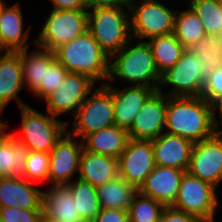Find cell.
<instances>
[{"mask_svg":"<svg viewBox=\"0 0 222 222\" xmlns=\"http://www.w3.org/2000/svg\"><path fill=\"white\" fill-rule=\"evenodd\" d=\"M119 176L118 159L83 148L78 178L98 187Z\"/></svg>","mask_w":222,"mask_h":222,"instance_id":"cell-23","label":"cell"},{"mask_svg":"<svg viewBox=\"0 0 222 222\" xmlns=\"http://www.w3.org/2000/svg\"><path fill=\"white\" fill-rule=\"evenodd\" d=\"M24 88L20 51L7 52L0 55V110L12 100H16L18 107L27 106L18 96Z\"/></svg>","mask_w":222,"mask_h":222,"instance_id":"cell-21","label":"cell"},{"mask_svg":"<svg viewBox=\"0 0 222 222\" xmlns=\"http://www.w3.org/2000/svg\"><path fill=\"white\" fill-rule=\"evenodd\" d=\"M37 47L38 50L31 53L28 48L20 51L24 88L26 86L31 94L40 87V82H43L44 64L54 55L51 50Z\"/></svg>","mask_w":222,"mask_h":222,"instance_id":"cell-27","label":"cell"},{"mask_svg":"<svg viewBox=\"0 0 222 222\" xmlns=\"http://www.w3.org/2000/svg\"><path fill=\"white\" fill-rule=\"evenodd\" d=\"M90 222H129L128 211L113 208H101L98 215Z\"/></svg>","mask_w":222,"mask_h":222,"instance_id":"cell-39","label":"cell"},{"mask_svg":"<svg viewBox=\"0 0 222 222\" xmlns=\"http://www.w3.org/2000/svg\"><path fill=\"white\" fill-rule=\"evenodd\" d=\"M200 17L206 35L222 34V6L218 0H187Z\"/></svg>","mask_w":222,"mask_h":222,"instance_id":"cell-32","label":"cell"},{"mask_svg":"<svg viewBox=\"0 0 222 222\" xmlns=\"http://www.w3.org/2000/svg\"><path fill=\"white\" fill-rule=\"evenodd\" d=\"M88 95L91 96H87L73 116L72 131L67 127V132L81 141L89 134L115 125L112 90L106 84H101Z\"/></svg>","mask_w":222,"mask_h":222,"instance_id":"cell-6","label":"cell"},{"mask_svg":"<svg viewBox=\"0 0 222 222\" xmlns=\"http://www.w3.org/2000/svg\"><path fill=\"white\" fill-rule=\"evenodd\" d=\"M164 205L137 191L128 208L129 222H159Z\"/></svg>","mask_w":222,"mask_h":222,"instance_id":"cell-33","label":"cell"},{"mask_svg":"<svg viewBox=\"0 0 222 222\" xmlns=\"http://www.w3.org/2000/svg\"><path fill=\"white\" fill-rule=\"evenodd\" d=\"M132 41L110 57L107 81L118 78L130 83V86H147L157 91L161 75L156 68L151 47L147 41H138L135 45Z\"/></svg>","mask_w":222,"mask_h":222,"instance_id":"cell-2","label":"cell"},{"mask_svg":"<svg viewBox=\"0 0 222 222\" xmlns=\"http://www.w3.org/2000/svg\"><path fill=\"white\" fill-rule=\"evenodd\" d=\"M201 181L217 186L222 182V130L193 145L187 170Z\"/></svg>","mask_w":222,"mask_h":222,"instance_id":"cell-11","label":"cell"},{"mask_svg":"<svg viewBox=\"0 0 222 222\" xmlns=\"http://www.w3.org/2000/svg\"><path fill=\"white\" fill-rule=\"evenodd\" d=\"M87 30L100 49L111 57L132 39L129 8L88 9Z\"/></svg>","mask_w":222,"mask_h":222,"instance_id":"cell-4","label":"cell"},{"mask_svg":"<svg viewBox=\"0 0 222 222\" xmlns=\"http://www.w3.org/2000/svg\"><path fill=\"white\" fill-rule=\"evenodd\" d=\"M3 111L0 110V115ZM10 127L9 124L5 123V121L0 120V137L2 136V134L6 131V129Z\"/></svg>","mask_w":222,"mask_h":222,"instance_id":"cell-43","label":"cell"},{"mask_svg":"<svg viewBox=\"0 0 222 222\" xmlns=\"http://www.w3.org/2000/svg\"><path fill=\"white\" fill-rule=\"evenodd\" d=\"M203 69L198 58L190 49H185L181 59L161 75V87H172L165 94L167 97L201 96L204 85Z\"/></svg>","mask_w":222,"mask_h":222,"instance_id":"cell-10","label":"cell"},{"mask_svg":"<svg viewBox=\"0 0 222 222\" xmlns=\"http://www.w3.org/2000/svg\"><path fill=\"white\" fill-rule=\"evenodd\" d=\"M129 139L127 130L113 125L87 135L82 144L87 151L118 159Z\"/></svg>","mask_w":222,"mask_h":222,"instance_id":"cell-24","label":"cell"},{"mask_svg":"<svg viewBox=\"0 0 222 222\" xmlns=\"http://www.w3.org/2000/svg\"><path fill=\"white\" fill-rule=\"evenodd\" d=\"M24 167L25 179L37 184H48L49 153L28 151Z\"/></svg>","mask_w":222,"mask_h":222,"instance_id":"cell-35","label":"cell"},{"mask_svg":"<svg viewBox=\"0 0 222 222\" xmlns=\"http://www.w3.org/2000/svg\"><path fill=\"white\" fill-rule=\"evenodd\" d=\"M4 2H5V1L0 0V11H1L2 7L4 6Z\"/></svg>","mask_w":222,"mask_h":222,"instance_id":"cell-46","label":"cell"},{"mask_svg":"<svg viewBox=\"0 0 222 222\" xmlns=\"http://www.w3.org/2000/svg\"><path fill=\"white\" fill-rule=\"evenodd\" d=\"M21 125L16 133L11 132L28 147L29 151L50 153L56 142L67 131L69 121L41 113L30 105L20 107Z\"/></svg>","mask_w":222,"mask_h":222,"instance_id":"cell-5","label":"cell"},{"mask_svg":"<svg viewBox=\"0 0 222 222\" xmlns=\"http://www.w3.org/2000/svg\"><path fill=\"white\" fill-rule=\"evenodd\" d=\"M167 96L162 89L155 91L135 115L127 130L130 139L153 140L165 132Z\"/></svg>","mask_w":222,"mask_h":222,"instance_id":"cell-15","label":"cell"},{"mask_svg":"<svg viewBox=\"0 0 222 222\" xmlns=\"http://www.w3.org/2000/svg\"><path fill=\"white\" fill-rule=\"evenodd\" d=\"M218 131L213 104L201 96L167 97L165 132L193 143L212 137Z\"/></svg>","mask_w":222,"mask_h":222,"instance_id":"cell-1","label":"cell"},{"mask_svg":"<svg viewBox=\"0 0 222 222\" xmlns=\"http://www.w3.org/2000/svg\"><path fill=\"white\" fill-rule=\"evenodd\" d=\"M155 166L151 140L129 139L118 158L119 176L137 190Z\"/></svg>","mask_w":222,"mask_h":222,"instance_id":"cell-14","label":"cell"},{"mask_svg":"<svg viewBox=\"0 0 222 222\" xmlns=\"http://www.w3.org/2000/svg\"><path fill=\"white\" fill-rule=\"evenodd\" d=\"M43 191L21 177H0V208L42 209Z\"/></svg>","mask_w":222,"mask_h":222,"instance_id":"cell-19","label":"cell"},{"mask_svg":"<svg viewBox=\"0 0 222 222\" xmlns=\"http://www.w3.org/2000/svg\"><path fill=\"white\" fill-rule=\"evenodd\" d=\"M67 73V69L53 55L44 64L43 82H40V87L33 93V96H37L36 98H40V100L45 99L62 84Z\"/></svg>","mask_w":222,"mask_h":222,"instance_id":"cell-34","label":"cell"},{"mask_svg":"<svg viewBox=\"0 0 222 222\" xmlns=\"http://www.w3.org/2000/svg\"><path fill=\"white\" fill-rule=\"evenodd\" d=\"M138 190L126 180L117 176L97 187L101 208H113L128 211L134 194Z\"/></svg>","mask_w":222,"mask_h":222,"instance_id":"cell-26","label":"cell"},{"mask_svg":"<svg viewBox=\"0 0 222 222\" xmlns=\"http://www.w3.org/2000/svg\"><path fill=\"white\" fill-rule=\"evenodd\" d=\"M34 45L53 51L87 31L88 10L52 9Z\"/></svg>","mask_w":222,"mask_h":222,"instance_id":"cell-8","label":"cell"},{"mask_svg":"<svg viewBox=\"0 0 222 222\" xmlns=\"http://www.w3.org/2000/svg\"><path fill=\"white\" fill-rule=\"evenodd\" d=\"M129 12L133 40L138 38L146 41L173 33L176 11L163 5L159 0H132Z\"/></svg>","mask_w":222,"mask_h":222,"instance_id":"cell-7","label":"cell"},{"mask_svg":"<svg viewBox=\"0 0 222 222\" xmlns=\"http://www.w3.org/2000/svg\"><path fill=\"white\" fill-rule=\"evenodd\" d=\"M3 222H43L42 209H18L17 207L0 208Z\"/></svg>","mask_w":222,"mask_h":222,"instance_id":"cell-36","label":"cell"},{"mask_svg":"<svg viewBox=\"0 0 222 222\" xmlns=\"http://www.w3.org/2000/svg\"><path fill=\"white\" fill-rule=\"evenodd\" d=\"M184 170L155 166L138 191L164 206H172L177 198Z\"/></svg>","mask_w":222,"mask_h":222,"instance_id":"cell-17","label":"cell"},{"mask_svg":"<svg viewBox=\"0 0 222 222\" xmlns=\"http://www.w3.org/2000/svg\"><path fill=\"white\" fill-rule=\"evenodd\" d=\"M147 42L151 47L160 75L171 69L181 59L186 49L173 33L151 38Z\"/></svg>","mask_w":222,"mask_h":222,"instance_id":"cell-28","label":"cell"},{"mask_svg":"<svg viewBox=\"0 0 222 222\" xmlns=\"http://www.w3.org/2000/svg\"><path fill=\"white\" fill-rule=\"evenodd\" d=\"M53 52L55 59L68 72L86 75L95 83L97 80H103L102 84L107 83L110 57L100 49L88 30L72 41L58 46Z\"/></svg>","mask_w":222,"mask_h":222,"instance_id":"cell-3","label":"cell"},{"mask_svg":"<svg viewBox=\"0 0 222 222\" xmlns=\"http://www.w3.org/2000/svg\"><path fill=\"white\" fill-rule=\"evenodd\" d=\"M95 84L86 75L68 72L62 84L44 99L47 112L58 118L69 112L74 116Z\"/></svg>","mask_w":222,"mask_h":222,"instance_id":"cell-12","label":"cell"},{"mask_svg":"<svg viewBox=\"0 0 222 222\" xmlns=\"http://www.w3.org/2000/svg\"><path fill=\"white\" fill-rule=\"evenodd\" d=\"M55 10H88L87 0H50Z\"/></svg>","mask_w":222,"mask_h":222,"instance_id":"cell-40","label":"cell"},{"mask_svg":"<svg viewBox=\"0 0 222 222\" xmlns=\"http://www.w3.org/2000/svg\"><path fill=\"white\" fill-rule=\"evenodd\" d=\"M20 7L19 2L11 7L5 3L0 11V42L7 52H18L30 48L28 40L31 27L24 31V18Z\"/></svg>","mask_w":222,"mask_h":222,"instance_id":"cell-20","label":"cell"},{"mask_svg":"<svg viewBox=\"0 0 222 222\" xmlns=\"http://www.w3.org/2000/svg\"><path fill=\"white\" fill-rule=\"evenodd\" d=\"M218 3L222 6V0H218Z\"/></svg>","mask_w":222,"mask_h":222,"instance_id":"cell-47","label":"cell"},{"mask_svg":"<svg viewBox=\"0 0 222 222\" xmlns=\"http://www.w3.org/2000/svg\"><path fill=\"white\" fill-rule=\"evenodd\" d=\"M7 53V51L4 49L3 45L0 42V55Z\"/></svg>","mask_w":222,"mask_h":222,"instance_id":"cell-45","label":"cell"},{"mask_svg":"<svg viewBox=\"0 0 222 222\" xmlns=\"http://www.w3.org/2000/svg\"><path fill=\"white\" fill-rule=\"evenodd\" d=\"M173 34L186 49L206 36L200 17L190 6L187 10H176Z\"/></svg>","mask_w":222,"mask_h":222,"instance_id":"cell-29","label":"cell"},{"mask_svg":"<svg viewBox=\"0 0 222 222\" xmlns=\"http://www.w3.org/2000/svg\"><path fill=\"white\" fill-rule=\"evenodd\" d=\"M73 180L67 186L72 192L76 211L85 222H90L101 210L97 188L79 178Z\"/></svg>","mask_w":222,"mask_h":222,"instance_id":"cell-30","label":"cell"},{"mask_svg":"<svg viewBox=\"0 0 222 222\" xmlns=\"http://www.w3.org/2000/svg\"><path fill=\"white\" fill-rule=\"evenodd\" d=\"M75 139H77L75 136L66 131L49 153L50 185H67L75 174L78 178L76 172H79L83 144L81 140Z\"/></svg>","mask_w":222,"mask_h":222,"instance_id":"cell-13","label":"cell"},{"mask_svg":"<svg viewBox=\"0 0 222 222\" xmlns=\"http://www.w3.org/2000/svg\"><path fill=\"white\" fill-rule=\"evenodd\" d=\"M159 222H203L196 216L187 214L172 206H165Z\"/></svg>","mask_w":222,"mask_h":222,"instance_id":"cell-38","label":"cell"},{"mask_svg":"<svg viewBox=\"0 0 222 222\" xmlns=\"http://www.w3.org/2000/svg\"><path fill=\"white\" fill-rule=\"evenodd\" d=\"M189 49L197 56L204 79L222 67V35H206Z\"/></svg>","mask_w":222,"mask_h":222,"instance_id":"cell-31","label":"cell"},{"mask_svg":"<svg viewBox=\"0 0 222 222\" xmlns=\"http://www.w3.org/2000/svg\"><path fill=\"white\" fill-rule=\"evenodd\" d=\"M43 222H66V221L56 220V219H43Z\"/></svg>","mask_w":222,"mask_h":222,"instance_id":"cell-44","label":"cell"},{"mask_svg":"<svg viewBox=\"0 0 222 222\" xmlns=\"http://www.w3.org/2000/svg\"><path fill=\"white\" fill-rule=\"evenodd\" d=\"M219 112V120H217V112ZM213 117H214V121L216 124V127L218 130H222L221 127H219V121H221V125H222V96L220 98H218L214 103H213Z\"/></svg>","mask_w":222,"mask_h":222,"instance_id":"cell-42","label":"cell"},{"mask_svg":"<svg viewBox=\"0 0 222 222\" xmlns=\"http://www.w3.org/2000/svg\"><path fill=\"white\" fill-rule=\"evenodd\" d=\"M114 96V123L115 126L128 130L132 125L135 115L142 108L146 100L156 91L147 86H126L119 89L105 83Z\"/></svg>","mask_w":222,"mask_h":222,"instance_id":"cell-16","label":"cell"},{"mask_svg":"<svg viewBox=\"0 0 222 222\" xmlns=\"http://www.w3.org/2000/svg\"><path fill=\"white\" fill-rule=\"evenodd\" d=\"M155 164L187 171L194 143L186 138L164 132L151 140Z\"/></svg>","mask_w":222,"mask_h":222,"instance_id":"cell-18","label":"cell"},{"mask_svg":"<svg viewBox=\"0 0 222 222\" xmlns=\"http://www.w3.org/2000/svg\"><path fill=\"white\" fill-rule=\"evenodd\" d=\"M28 147L11 133L0 137V177L25 178V161Z\"/></svg>","mask_w":222,"mask_h":222,"instance_id":"cell-25","label":"cell"},{"mask_svg":"<svg viewBox=\"0 0 222 222\" xmlns=\"http://www.w3.org/2000/svg\"><path fill=\"white\" fill-rule=\"evenodd\" d=\"M218 205L216 188L185 171L172 207L203 222H214Z\"/></svg>","mask_w":222,"mask_h":222,"instance_id":"cell-9","label":"cell"},{"mask_svg":"<svg viewBox=\"0 0 222 222\" xmlns=\"http://www.w3.org/2000/svg\"><path fill=\"white\" fill-rule=\"evenodd\" d=\"M43 219L85 222L76 211L72 192L67 185H50L43 191Z\"/></svg>","mask_w":222,"mask_h":222,"instance_id":"cell-22","label":"cell"},{"mask_svg":"<svg viewBox=\"0 0 222 222\" xmlns=\"http://www.w3.org/2000/svg\"><path fill=\"white\" fill-rule=\"evenodd\" d=\"M222 96V67L217 68L208 77L205 78L201 92L207 102L213 104Z\"/></svg>","mask_w":222,"mask_h":222,"instance_id":"cell-37","label":"cell"},{"mask_svg":"<svg viewBox=\"0 0 222 222\" xmlns=\"http://www.w3.org/2000/svg\"><path fill=\"white\" fill-rule=\"evenodd\" d=\"M132 0H87L88 8H105V7H114V8H129Z\"/></svg>","mask_w":222,"mask_h":222,"instance_id":"cell-41","label":"cell"}]
</instances>
